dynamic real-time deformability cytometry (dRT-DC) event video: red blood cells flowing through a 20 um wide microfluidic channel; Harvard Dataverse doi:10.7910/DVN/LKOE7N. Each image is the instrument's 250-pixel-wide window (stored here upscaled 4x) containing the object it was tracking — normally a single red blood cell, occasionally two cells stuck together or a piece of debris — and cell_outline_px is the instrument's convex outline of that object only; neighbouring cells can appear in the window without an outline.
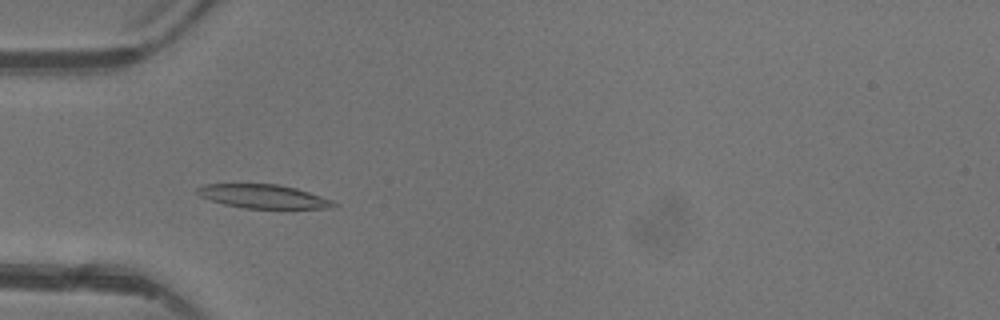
{"species": "common noctule bat (a hibernating species)", "species_latin": "Nyctalus noctula", "temperature_condition": "warm", "stored_images_in_passage": 5, "camera_frame_rate_fps": 3000, "um_per_image_px": 0.085, "animal": {"sex": "female"}, "frame": {"image": 1, "passage_image": 4, "time_ms": 3.667, "image_size_px": [1000, 320], "cell_outline_px": [[340, 204], [328, 208], [244, 208], [224, 204], [200, 196], [196, 192], [196, 188], [204, 184], [276, 184], [296, 188], [332, 200]], "centroid_in_image_um": [22.37, 16.69], "position_along_channel_um": 62.6, "area_um2": 18.67}}
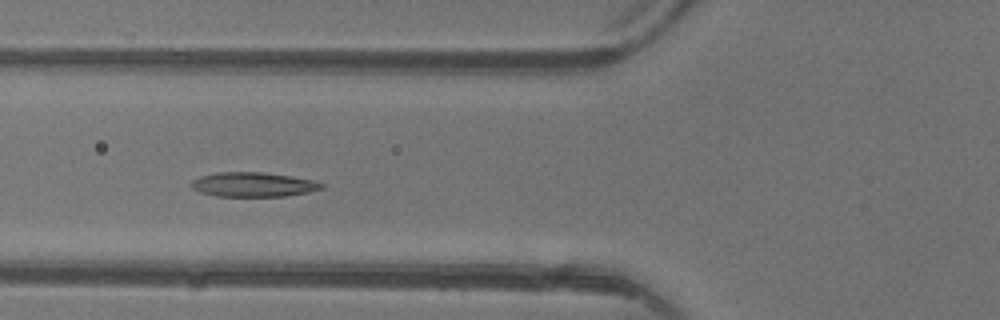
{"frame": {"image": 2, "passage_image": 5, "time_ms": 4.667, "image_size_px": [1000, 320], "cell_outline_px": [[324, 188], [308, 192], [284, 196], [216, 196], [200, 192], [192, 188], [188, 184], [192, 180], [200, 176], [216, 172], [260, 172], [292, 176], [312, 180], [324, 184]], "centroid_in_image_um": [21.48, 15.68], "position_along_channel_um": 104.3, "area_um2": 18.61}}